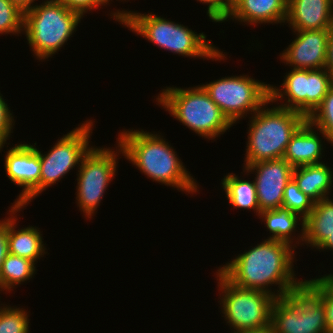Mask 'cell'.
<instances>
[{
  "label": "cell",
  "mask_w": 333,
  "mask_h": 333,
  "mask_svg": "<svg viewBox=\"0 0 333 333\" xmlns=\"http://www.w3.org/2000/svg\"><path fill=\"white\" fill-rule=\"evenodd\" d=\"M156 104L207 141L218 139L233 125L201 85L166 86L155 96ZM161 105V106H160Z\"/></svg>",
  "instance_id": "5b68a950"
},
{
  "label": "cell",
  "mask_w": 333,
  "mask_h": 333,
  "mask_svg": "<svg viewBox=\"0 0 333 333\" xmlns=\"http://www.w3.org/2000/svg\"><path fill=\"white\" fill-rule=\"evenodd\" d=\"M286 24L290 30L330 29L333 0H288Z\"/></svg>",
  "instance_id": "d6986e66"
},
{
  "label": "cell",
  "mask_w": 333,
  "mask_h": 333,
  "mask_svg": "<svg viewBox=\"0 0 333 333\" xmlns=\"http://www.w3.org/2000/svg\"><path fill=\"white\" fill-rule=\"evenodd\" d=\"M248 119L242 167L283 158L292 135L307 120L295 110L273 105L270 99Z\"/></svg>",
  "instance_id": "277c9868"
},
{
  "label": "cell",
  "mask_w": 333,
  "mask_h": 333,
  "mask_svg": "<svg viewBox=\"0 0 333 333\" xmlns=\"http://www.w3.org/2000/svg\"><path fill=\"white\" fill-rule=\"evenodd\" d=\"M114 22H118L124 28H128L136 36H140L159 47L177 56L191 57V59H203L213 61L227 60V52L221 51L206 39L204 32L199 34L186 25L166 19L162 15L153 12L140 13L125 8L115 9L110 12Z\"/></svg>",
  "instance_id": "3957f363"
},
{
  "label": "cell",
  "mask_w": 333,
  "mask_h": 333,
  "mask_svg": "<svg viewBox=\"0 0 333 333\" xmlns=\"http://www.w3.org/2000/svg\"><path fill=\"white\" fill-rule=\"evenodd\" d=\"M7 304L0 307V333H30V311Z\"/></svg>",
  "instance_id": "d4e9b609"
},
{
  "label": "cell",
  "mask_w": 333,
  "mask_h": 333,
  "mask_svg": "<svg viewBox=\"0 0 333 333\" xmlns=\"http://www.w3.org/2000/svg\"><path fill=\"white\" fill-rule=\"evenodd\" d=\"M39 0H10L15 6H17L22 12L30 10L32 7L36 6ZM46 1V0H44ZM36 2V3H35Z\"/></svg>",
  "instance_id": "e575fe53"
},
{
  "label": "cell",
  "mask_w": 333,
  "mask_h": 333,
  "mask_svg": "<svg viewBox=\"0 0 333 333\" xmlns=\"http://www.w3.org/2000/svg\"><path fill=\"white\" fill-rule=\"evenodd\" d=\"M238 333H275L273 330V327L270 325L268 327H264L261 329H255V330H247V331H241Z\"/></svg>",
  "instance_id": "74e56055"
},
{
  "label": "cell",
  "mask_w": 333,
  "mask_h": 333,
  "mask_svg": "<svg viewBox=\"0 0 333 333\" xmlns=\"http://www.w3.org/2000/svg\"><path fill=\"white\" fill-rule=\"evenodd\" d=\"M240 177L233 172L227 173L225 176L223 175V179H221V187L222 192L224 191L226 194V200H228V204L233 206V208L254 211L257 218L259 217L260 210L257 201L256 194V186L254 180L250 181L249 179L245 180V176H249L244 168H242ZM244 177V178H243Z\"/></svg>",
  "instance_id": "603a6c76"
},
{
  "label": "cell",
  "mask_w": 333,
  "mask_h": 333,
  "mask_svg": "<svg viewBox=\"0 0 333 333\" xmlns=\"http://www.w3.org/2000/svg\"><path fill=\"white\" fill-rule=\"evenodd\" d=\"M200 85L233 125L251 117L270 99V84L249 74L225 76Z\"/></svg>",
  "instance_id": "9c48e42d"
},
{
  "label": "cell",
  "mask_w": 333,
  "mask_h": 333,
  "mask_svg": "<svg viewBox=\"0 0 333 333\" xmlns=\"http://www.w3.org/2000/svg\"><path fill=\"white\" fill-rule=\"evenodd\" d=\"M232 0H197L202 4L207 5L206 15L209 21L214 23H221L228 15L229 6Z\"/></svg>",
  "instance_id": "1f68e13d"
},
{
  "label": "cell",
  "mask_w": 333,
  "mask_h": 333,
  "mask_svg": "<svg viewBox=\"0 0 333 333\" xmlns=\"http://www.w3.org/2000/svg\"><path fill=\"white\" fill-rule=\"evenodd\" d=\"M9 253L8 240H7V216L0 219V271L2 264Z\"/></svg>",
  "instance_id": "d6a6232c"
},
{
  "label": "cell",
  "mask_w": 333,
  "mask_h": 333,
  "mask_svg": "<svg viewBox=\"0 0 333 333\" xmlns=\"http://www.w3.org/2000/svg\"><path fill=\"white\" fill-rule=\"evenodd\" d=\"M288 0H232L228 15L221 22L245 23L247 26H284L287 17ZM230 19V20H229Z\"/></svg>",
  "instance_id": "2e32d148"
},
{
  "label": "cell",
  "mask_w": 333,
  "mask_h": 333,
  "mask_svg": "<svg viewBox=\"0 0 333 333\" xmlns=\"http://www.w3.org/2000/svg\"><path fill=\"white\" fill-rule=\"evenodd\" d=\"M291 31L295 38L279 54L280 63L292 69L325 68L329 29Z\"/></svg>",
  "instance_id": "9a60e30c"
},
{
  "label": "cell",
  "mask_w": 333,
  "mask_h": 333,
  "mask_svg": "<svg viewBox=\"0 0 333 333\" xmlns=\"http://www.w3.org/2000/svg\"><path fill=\"white\" fill-rule=\"evenodd\" d=\"M318 277L333 291V272L318 275Z\"/></svg>",
  "instance_id": "8d00e7d4"
},
{
  "label": "cell",
  "mask_w": 333,
  "mask_h": 333,
  "mask_svg": "<svg viewBox=\"0 0 333 333\" xmlns=\"http://www.w3.org/2000/svg\"><path fill=\"white\" fill-rule=\"evenodd\" d=\"M284 74L280 85L270 84V101L279 107L295 110L306 118L321 104L333 85V76L325 68H290Z\"/></svg>",
  "instance_id": "30bf717a"
},
{
  "label": "cell",
  "mask_w": 333,
  "mask_h": 333,
  "mask_svg": "<svg viewBox=\"0 0 333 333\" xmlns=\"http://www.w3.org/2000/svg\"><path fill=\"white\" fill-rule=\"evenodd\" d=\"M53 3L65 6L71 11L78 13L82 18L85 14L93 13L96 9H103L108 5L103 0H51Z\"/></svg>",
  "instance_id": "4dcf8cb0"
},
{
  "label": "cell",
  "mask_w": 333,
  "mask_h": 333,
  "mask_svg": "<svg viewBox=\"0 0 333 333\" xmlns=\"http://www.w3.org/2000/svg\"><path fill=\"white\" fill-rule=\"evenodd\" d=\"M292 178L298 188L315 203L333 197V168L328 162L304 165L293 169Z\"/></svg>",
  "instance_id": "44dd1931"
},
{
  "label": "cell",
  "mask_w": 333,
  "mask_h": 333,
  "mask_svg": "<svg viewBox=\"0 0 333 333\" xmlns=\"http://www.w3.org/2000/svg\"><path fill=\"white\" fill-rule=\"evenodd\" d=\"M82 122L67 134L58 137L60 139H57L48 152L43 153L39 149L40 195L50 186L58 185V182L62 181V178H65L68 173L70 174V170L73 168L77 167L78 170L83 156L92 147L91 136L95 121L90 118Z\"/></svg>",
  "instance_id": "7c38bea8"
},
{
  "label": "cell",
  "mask_w": 333,
  "mask_h": 333,
  "mask_svg": "<svg viewBox=\"0 0 333 333\" xmlns=\"http://www.w3.org/2000/svg\"><path fill=\"white\" fill-rule=\"evenodd\" d=\"M114 145V148L92 145L76 172L75 203L86 220L94 219L109 184L118 173L119 155L124 156V152L117 141Z\"/></svg>",
  "instance_id": "52a82bcc"
},
{
  "label": "cell",
  "mask_w": 333,
  "mask_h": 333,
  "mask_svg": "<svg viewBox=\"0 0 333 333\" xmlns=\"http://www.w3.org/2000/svg\"><path fill=\"white\" fill-rule=\"evenodd\" d=\"M39 3L24 13L23 35L35 60L43 62L64 48L83 18L51 0Z\"/></svg>",
  "instance_id": "8992f818"
},
{
  "label": "cell",
  "mask_w": 333,
  "mask_h": 333,
  "mask_svg": "<svg viewBox=\"0 0 333 333\" xmlns=\"http://www.w3.org/2000/svg\"><path fill=\"white\" fill-rule=\"evenodd\" d=\"M10 142L0 144V153L5 147L7 150L3 159V168L9 181L22 188L11 206L27 207L30 202L40 196L39 147H36V142L28 144L25 141L24 143L18 141L17 144L9 147Z\"/></svg>",
  "instance_id": "4fadbf2b"
},
{
  "label": "cell",
  "mask_w": 333,
  "mask_h": 333,
  "mask_svg": "<svg viewBox=\"0 0 333 333\" xmlns=\"http://www.w3.org/2000/svg\"><path fill=\"white\" fill-rule=\"evenodd\" d=\"M330 235H333V197L316 202L304 219V244L315 250Z\"/></svg>",
  "instance_id": "7402d4cb"
},
{
  "label": "cell",
  "mask_w": 333,
  "mask_h": 333,
  "mask_svg": "<svg viewBox=\"0 0 333 333\" xmlns=\"http://www.w3.org/2000/svg\"><path fill=\"white\" fill-rule=\"evenodd\" d=\"M124 158L151 181L173 187L186 195L201 191L197 179L179 158L172 143L162 132L129 128L118 132ZM170 143V144H169ZM173 146V147H172Z\"/></svg>",
  "instance_id": "7a4b0ae2"
},
{
  "label": "cell",
  "mask_w": 333,
  "mask_h": 333,
  "mask_svg": "<svg viewBox=\"0 0 333 333\" xmlns=\"http://www.w3.org/2000/svg\"><path fill=\"white\" fill-rule=\"evenodd\" d=\"M103 1H104L108 6H110V5L112 4V1H113V0H103ZM116 1L119 2V0H116ZM120 1H121V2L123 1V3H124V2L126 3V2H128L129 0H127V1H126V0H120Z\"/></svg>",
  "instance_id": "f35d334b"
},
{
  "label": "cell",
  "mask_w": 333,
  "mask_h": 333,
  "mask_svg": "<svg viewBox=\"0 0 333 333\" xmlns=\"http://www.w3.org/2000/svg\"><path fill=\"white\" fill-rule=\"evenodd\" d=\"M24 12L10 0H0V35H23Z\"/></svg>",
  "instance_id": "4316f807"
},
{
  "label": "cell",
  "mask_w": 333,
  "mask_h": 333,
  "mask_svg": "<svg viewBox=\"0 0 333 333\" xmlns=\"http://www.w3.org/2000/svg\"><path fill=\"white\" fill-rule=\"evenodd\" d=\"M6 213L7 216V240L9 253L27 258L38 263L48 253L46 243L44 244L43 231L37 226L18 227V213L26 207L11 206ZM18 217V218H17Z\"/></svg>",
  "instance_id": "ac0fdd59"
},
{
  "label": "cell",
  "mask_w": 333,
  "mask_h": 333,
  "mask_svg": "<svg viewBox=\"0 0 333 333\" xmlns=\"http://www.w3.org/2000/svg\"><path fill=\"white\" fill-rule=\"evenodd\" d=\"M307 120L333 142V85Z\"/></svg>",
  "instance_id": "83f0119b"
},
{
  "label": "cell",
  "mask_w": 333,
  "mask_h": 333,
  "mask_svg": "<svg viewBox=\"0 0 333 333\" xmlns=\"http://www.w3.org/2000/svg\"><path fill=\"white\" fill-rule=\"evenodd\" d=\"M271 326L275 333H328L323 303L305 284L275 298Z\"/></svg>",
  "instance_id": "8fae6325"
},
{
  "label": "cell",
  "mask_w": 333,
  "mask_h": 333,
  "mask_svg": "<svg viewBox=\"0 0 333 333\" xmlns=\"http://www.w3.org/2000/svg\"><path fill=\"white\" fill-rule=\"evenodd\" d=\"M325 143L333 146L325 133L306 120L292 135L283 159L293 168L325 162L322 161V157H325Z\"/></svg>",
  "instance_id": "e0dca14e"
},
{
  "label": "cell",
  "mask_w": 333,
  "mask_h": 333,
  "mask_svg": "<svg viewBox=\"0 0 333 333\" xmlns=\"http://www.w3.org/2000/svg\"><path fill=\"white\" fill-rule=\"evenodd\" d=\"M262 240L217 270L239 288L264 291L275 298L287 296L305 282L294 270L297 251L284 241Z\"/></svg>",
  "instance_id": "6da1fadb"
},
{
  "label": "cell",
  "mask_w": 333,
  "mask_h": 333,
  "mask_svg": "<svg viewBox=\"0 0 333 333\" xmlns=\"http://www.w3.org/2000/svg\"><path fill=\"white\" fill-rule=\"evenodd\" d=\"M258 218L261 219V224L264 223L266 231L269 232L267 239L284 241L295 249L305 246L304 219L297 213L281 207L262 211Z\"/></svg>",
  "instance_id": "ffe728a7"
},
{
  "label": "cell",
  "mask_w": 333,
  "mask_h": 333,
  "mask_svg": "<svg viewBox=\"0 0 333 333\" xmlns=\"http://www.w3.org/2000/svg\"><path fill=\"white\" fill-rule=\"evenodd\" d=\"M218 283V303L231 332L261 329L271 325V308L275 297L259 291L242 289L230 283L217 269L213 273Z\"/></svg>",
  "instance_id": "ba28073f"
},
{
  "label": "cell",
  "mask_w": 333,
  "mask_h": 333,
  "mask_svg": "<svg viewBox=\"0 0 333 333\" xmlns=\"http://www.w3.org/2000/svg\"><path fill=\"white\" fill-rule=\"evenodd\" d=\"M0 91V144H7L15 128L14 115ZM9 106V107H8Z\"/></svg>",
  "instance_id": "f546056e"
},
{
  "label": "cell",
  "mask_w": 333,
  "mask_h": 333,
  "mask_svg": "<svg viewBox=\"0 0 333 333\" xmlns=\"http://www.w3.org/2000/svg\"><path fill=\"white\" fill-rule=\"evenodd\" d=\"M1 293H4L1 289H0V294ZM0 299H1V296H0ZM4 303H2V301L0 300V307L3 305Z\"/></svg>",
  "instance_id": "ab89813d"
},
{
  "label": "cell",
  "mask_w": 333,
  "mask_h": 333,
  "mask_svg": "<svg viewBox=\"0 0 333 333\" xmlns=\"http://www.w3.org/2000/svg\"><path fill=\"white\" fill-rule=\"evenodd\" d=\"M254 174L260 212L282 207L283 193L292 178L293 167L283 158L252 163L243 167Z\"/></svg>",
  "instance_id": "5bb4252c"
},
{
  "label": "cell",
  "mask_w": 333,
  "mask_h": 333,
  "mask_svg": "<svg viewBox=\"0 0 333 333\" xmlns=\"http://www.w3.org/2000/svg\"><path fill=\"white\" fill-rule=\"evenodd\" d=\"M316 250L319 252L332 251L333 254V235H330Z\"/></svg>",
  "instance_id": "d590c367"
},
{
  "label": "cell",
  "mask_w": 333,
  "mask_h": 333,
  "mask_svg": "<svg viewBox=\"0 0 333 333\" xmlns=\"http://www.w3.org/2000/svg\"><path fill=\"white\" fill-rule=\"evenodd\" d=\"M304 284L322 301L327 332L333 333V291L317 275L315 278L305 279Z\"/></svg>",
  "instance_id": "f1b7e54d"
},
{
  "label": "cell",
  "mask_w": 333,
  "mask_h": 333,
  "mask_svg": "<svg viewBox=\"0 0 333 333\" xmlns=\"http://www.w3.org/2000/svg\"><path fill=\"white\" fill-rule=\"evenodd\" d=\"M37 265L20 256L8 253L0 271V289L4 294L12 293L17 286L27 284L37 274Z\"/></svg>",
  "instance_id": "cb8c5ba5"
},
{
  "label": "cell",
  "mask_w": 333,
  "mask_h": 333,
  "mask_svg": "<svg viewBox=\"0 0 333 333\" xmlns=\"http://www.w3.org/2000/svg\"><path fill=\"white\" fill-rule=\"evenodd\" d=\"M315 202L304 194L293 178L287 183L284 193L282 208L297 213L305 219L314 207Z\"/></svg>",
  "instance_id": "484cf974"
},
{
  "label": "cell",
  "mask_w": 333,
  "mask_h": 333,
  "mask_svg": "<svg viewBox=\"0 0 333 333\" xmlns=\"http://www.w3.org/2000/svg\"><path fill=\"white\" fill-rule=\"evenodd\" d=\"M325 69L333 76V25L329 29L327 59Z\"/></svg>",
  "instance_id": "836d02e7"
}]
</instances>
